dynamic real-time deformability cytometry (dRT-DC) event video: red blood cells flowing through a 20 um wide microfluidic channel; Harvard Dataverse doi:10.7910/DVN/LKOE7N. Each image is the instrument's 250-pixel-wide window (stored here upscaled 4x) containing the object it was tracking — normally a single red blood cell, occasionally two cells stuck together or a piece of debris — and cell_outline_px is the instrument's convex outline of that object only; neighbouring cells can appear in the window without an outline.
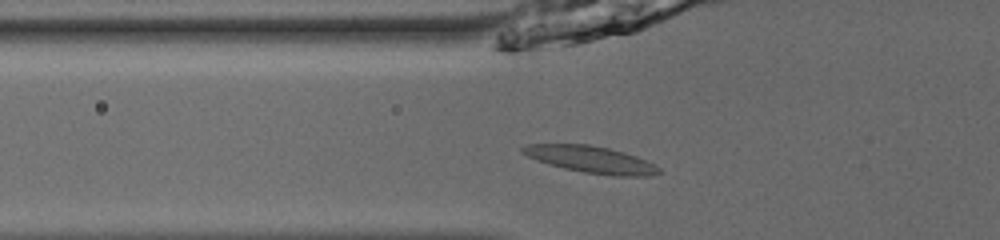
{"species": "common noctule bat (a hibernating species)", "species_latin": "Nyctalus noctula", "temperature_condition": "room temperature", "stored_images_in_passage": 38, "camera_frame_rate_fps": 3000, "um_per_image_px": 0.085, "animal": {"sex": "male", "body_mass_g": 13.0, "forearm_length_mm": 53.1}, "frame": {"image": 1, "passage_image": 6, "time_ms": 1.667, "image_size_px": [1000, 240], "cell_outline_px": [[660, 172], [652, 176], [616, 176], [584, 172], [564, 168], [536, 160], [520, 152], [520, 148], [528, 144], [592, 144], [624, 152], [636, 156], [660, 168]], "centroid_in_image_um": [50.22, 13.55], "position_along_channel_um": 75.6, "area_um2": 21.15}}
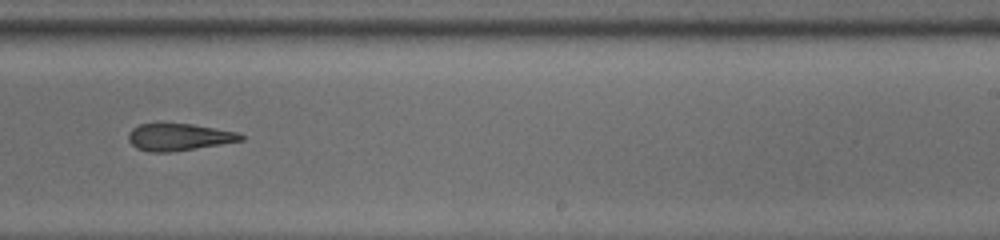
{"frame": {"image": 2, "passage_image": 21, "time_ms": 6.667, "image_size_px": [1000, 240], "cell_outline_px": [[244, 140], [172, 152], [148, 152], [136, 148], [128, 140], [128, 132], [132, 128], [140, 124], [192, 124], [240, 132], [244, 136]], "centroid_in_image_um": [15.21, 11.65], "position_along_channel_um": 273.8, "area_um2": 17.74}}
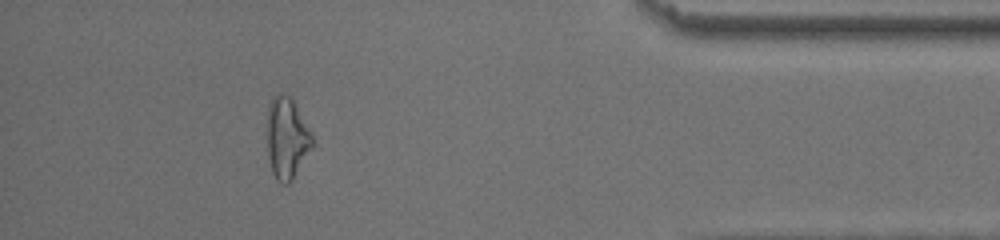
{"frame": {"image": 3, "passage_image": 34, "time_ms": 11.0, "image_size_px": [1000, 240], "cell_outline_px": [[312, 148], [292, 180], [288, 184], [284, 184], [276, 180], [272, 172], [268, 160], [268, 104], [272, 96], [276, 92], [292, 96], [312, 136]], "centroid_in_image_um": [24.37, 11.72], "position_along_channel_um": 410.8, "area_um2": 21.44}, "authors_computed_cell_mechanics": {"area_um2": 18.9584, "velocity_mm_per_s": 3.9402, "shape_relaxation_time_tau1_ms": 8.5915, "shape_relaxation_time_tau2_ms": 7.0154, "deformation_change_tau1": 0.2194, "deformation_change_tau2": 0.1671}}